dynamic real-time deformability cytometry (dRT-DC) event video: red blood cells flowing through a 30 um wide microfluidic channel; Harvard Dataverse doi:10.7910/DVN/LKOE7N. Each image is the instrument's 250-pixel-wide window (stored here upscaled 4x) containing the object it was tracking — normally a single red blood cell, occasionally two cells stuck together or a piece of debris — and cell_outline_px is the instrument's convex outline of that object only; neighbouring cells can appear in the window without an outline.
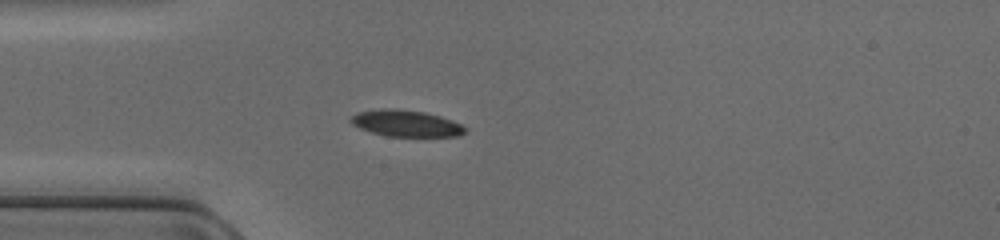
{"species": "common noctule bat (a hibernating species)", "species_latin": "Nyctalus noctula", "temperature_condition": "cold", "stored_images_in_passage": 36, "camera_frame_rate_fps": 3000, "um_per_image_px": 0.085, "animal": {"sex": "female", "body_mass_g": 17.0, "forearm_length_mm": 48.0}, "frame": {"image": 1, "passage_image": 1, "time_ms": 0.0, "image_size_px": [1000, 240], "cell_outline_px": [[468, 132], [460, 136], [388, 136], [372, 132], [360, 128], [352, 124], [348, 120], [356, 112], [424, 112], [440, 116], [452, 120], [468, 128]], "centroid_in_image_um": [34.63, 10.56], "position_along_channel_um": 50.4, "area_um2": 16.59}}
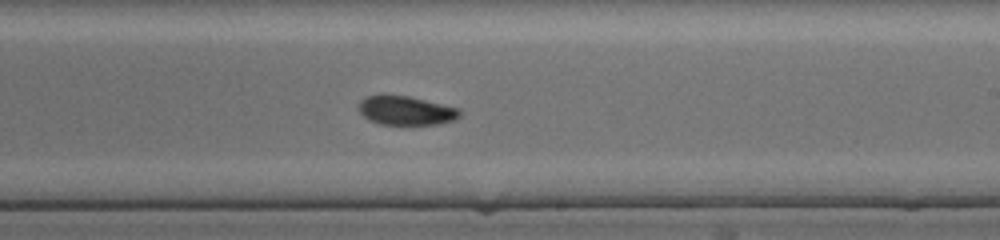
{"frame": {"image": 2, "passage_image": 16, "time_ms": 5.0, "image_size_px": [1000, 240], "cell_outline_px": [[460, 116], [456, 120], [440, 124], [380, 124], [368, 120], [356, 108], [356, 104], [360, 100], [368, 96], [380, 92], [408, 96], [460, 108]], "centroid_in_image_um": [34.45, 9.36], "position_along_channel_um": 254.6, "area_um2": 17.63}}
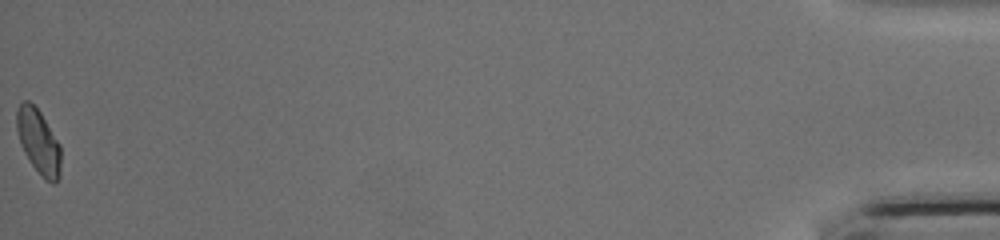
{"frame": {"image": 3, "passage_image": 36, "time_ms": 11.667, "image_size_px": [1000, 240], "cell_outline_px": [[60, 176], [56, 184], [52, 184], [44, 180], [32, 164], [24, 152], [20, 144], [16, 128], [16, 112], [20, 104], [24, 100], [28, 100], [40, 112], [60, 144]], "centroid_in_image_um": [3.27, 12.07], "position_along_channel_um": 431.9, "area_um2": 16.65}}